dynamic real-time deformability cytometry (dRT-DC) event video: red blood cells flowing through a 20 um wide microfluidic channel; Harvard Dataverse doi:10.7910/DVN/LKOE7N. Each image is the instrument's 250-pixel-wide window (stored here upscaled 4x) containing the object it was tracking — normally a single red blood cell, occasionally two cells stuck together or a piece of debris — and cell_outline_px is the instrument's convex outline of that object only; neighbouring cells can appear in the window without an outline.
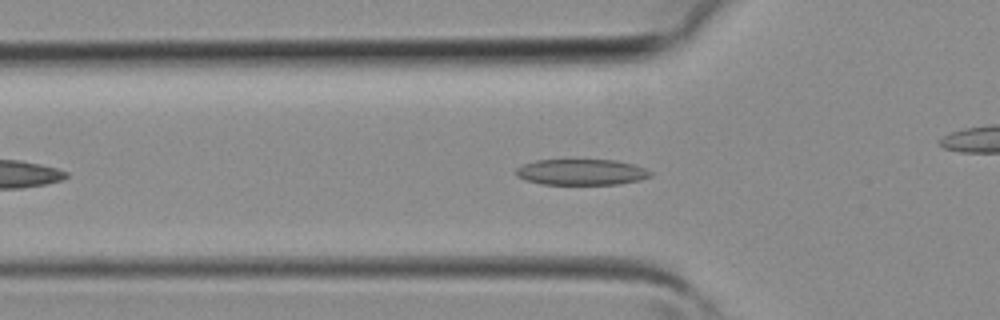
{"species": "common noctule bat (a hibernating species)", "species_latin": "Nyctalus noctula", "temperature_condition": "room temperature", "stored_images_in_passage": 34, "camera_frame_rate_fps": 3000, "um_per_image_px": 0.085, "animal": {"sex": "female", "body_mass_g": 19.3, "forearm_length_mm": 54.1}, "frame": {"image": 1, "passage_image": 7, "time_ms": 2.0, "image_size_px": [1000, 320], "cell_outline_px": [[652, 176], [640, 180], [620, 184], [540, 184], [524, 180], [516, 176], [516, 168], [524, 164], [536, 160], [616, 160], [632, 164], [644, 168], [652, 172]], "centroid_in_image_um": [49.41, 14.63], "position_along_channel_um": 76.4, "area_um2": 20.35}}
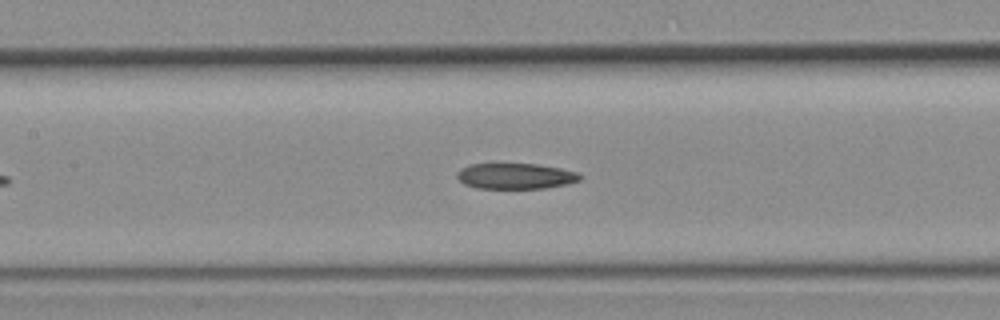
{"frame": {"image": 2, "passage_image": 12, "time_ms": 3.667, "image_size_px": [1000, 320], "cell_outline_px": [[584, 176], [580, 180], [564, 184], [544, 188], [476, 188], [464, 184], [456, 176], [456, 172], [460, 168], [468, 164], [536, 164], [560, 168], [576, 172]], "centroid_in_image_um": [43.78, 14.96], "position_along_channel_um": 163.6, "area_um2": 18.38}}
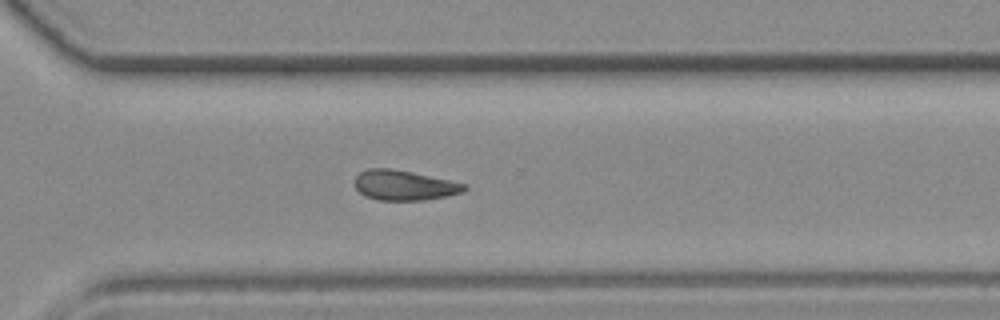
{"frame": {"image": 3, "passage_image": 22, "time_ms": 7.0, "image_size_px": [1000, 320], "cell_outline_px": [[468, 188], [464, 192], [424, 200], [380, 200], [364, 196], [352, 184], [356, 176], [360, 172], [368, 168], [392, 168], [412, 172], [468, 184]], "centroid_in_image_um": [34.34, 15.74], "position_along_channel_um": 336.3, "area_um2": 19.31}}